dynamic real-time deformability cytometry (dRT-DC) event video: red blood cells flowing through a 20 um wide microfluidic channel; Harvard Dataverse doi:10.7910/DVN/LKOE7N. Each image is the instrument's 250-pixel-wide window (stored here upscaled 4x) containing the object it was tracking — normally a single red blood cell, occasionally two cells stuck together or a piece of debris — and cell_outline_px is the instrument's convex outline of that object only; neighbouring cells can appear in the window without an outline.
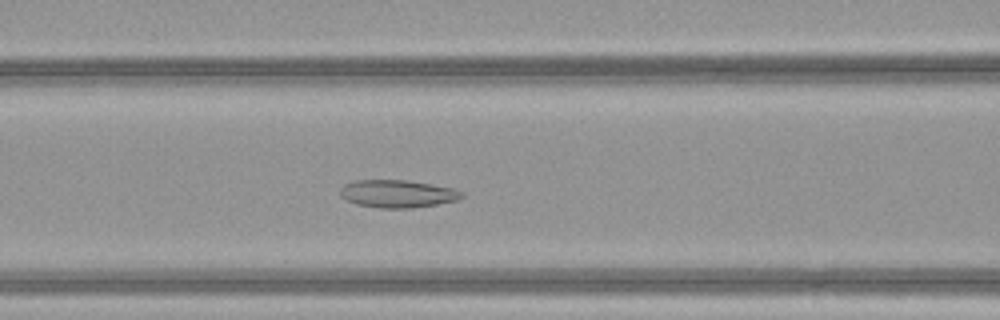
{"species": "common noctule bat (a hibernating species)", "species_latin": "Nyctalus noctula", "temperature_condition": "warm", "stored_images_in_passage": 48, "camera_frame_rate_fps": 3000, "um_per_image_px": 0.085, "animal": {"sex": "female", "body_mass_g": 21.9}, "frame": {"image": 1, "passage_image": 20, "time_ms": 6.333, "image_size_px": [1000, 320], "cell_outline_px": [[464, 196], [456, 200], [436, 204], [412, 208], [380, 208], [356, 204], [340, 196], [340, 188], [344, 184], [356, 180], [404, 180], [452, 188], [464, 192]], "centroid_in_image_um": [33.76, 16.47], "position_along_channel_um": 132.8, "area_um2": 19.42}}
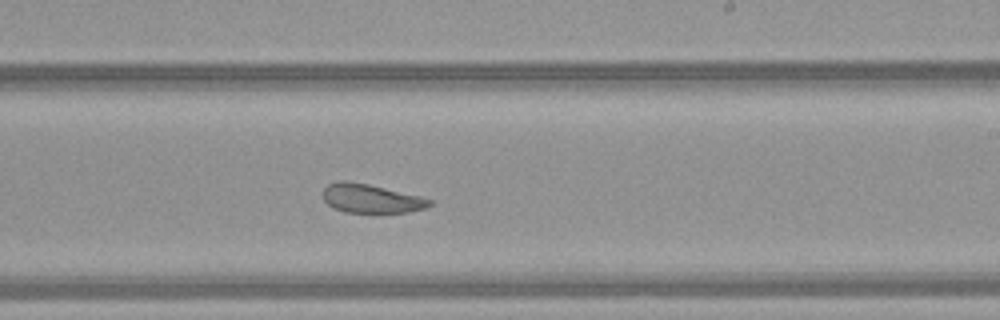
{"frame": {"image": 2, "passage_image": 29, "time_ms": 9.333, "image_size_px": [1000, 320], "cell_outline_px": [[432, 204], [428, 208], [408, 212], [344, 212], [332, 208], [324, 200], [324, 188], [328, 184], [340, 180], [344, 180], [368, 184], [420, 196], [432, 200]], "centroid_in_image_um": [31.55, 16.88], "position_along_channel_um": 257.5, "area_um2": 17.86}}
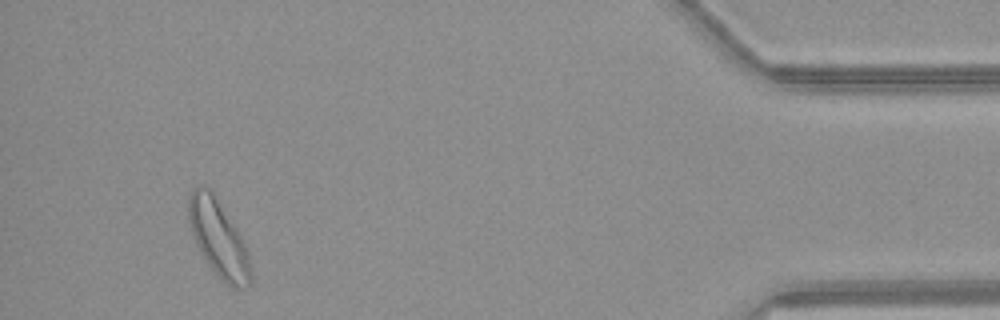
{"frame": {"image": 3, "passage_image": 45, "time_ms": 14.667, "image_size_px": [1000, 320], "cell_outline_px": [[252, 280], [244, 288], [232, 288], [208, 264], [196, 244], [188, 220], [188, 196], [192, 188], [200, 184], [204, 184], [212, 192], [240, 236], [248, 252], [252, 268]], "centroid_in_image_um": [18.55, 20.25], "position_along_channel_um": 416.6, "area_um2": 27.28}, "authors_computed_cell_mechanics": {"area_um2": 23.0911, "velocity_mm_per_s": 4.1622, "shape_relaxation_time_tau1_ms": null, "shape_relaxation_time_tau2_ms": 1.8528, "deformation_change_tau1": null, "deformation_change_tau2": 0.0907}}